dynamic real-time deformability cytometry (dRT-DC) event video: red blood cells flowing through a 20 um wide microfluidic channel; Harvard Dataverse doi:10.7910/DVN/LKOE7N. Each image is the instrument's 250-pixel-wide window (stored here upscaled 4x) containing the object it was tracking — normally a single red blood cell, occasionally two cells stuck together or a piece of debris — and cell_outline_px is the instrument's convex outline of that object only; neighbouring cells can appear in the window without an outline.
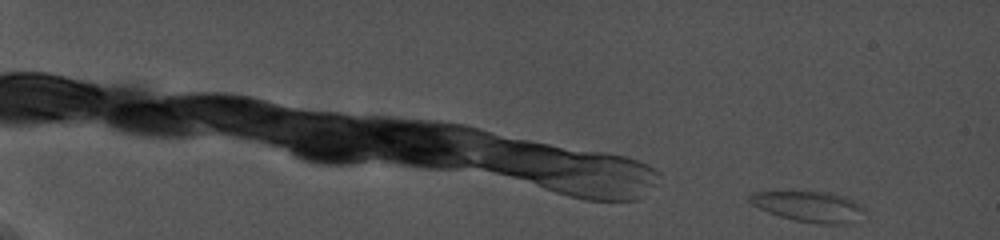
{"species": "common noctule bat (a hibernating species)", "species_latin": "Nyctalus noctula", "temperature_condition": "cold", "stored_images_in_passage": 12, "camera_frame_rate_fps": 5000, "um_per_image_px": 0.085, "animal": {"sex": "female", "body_mass_g": 19.0, "forearm_length_mm": 56.7}, "frame": {"image": 1, "passage_image": 1, "time_ms": 0.0, "image_size_px": [1000, 240], "cell_outline_px": [[864, 208], [848, 224], [820, 224], [796, 220], [780, 216], [768, 212], [752, 204], [748, 200], [748, 196], [752, 192], [828, 192], [844, 196], [860, 204]], "centroid_in_image_um": [68.7, 17.54], "position_along_channel_um": 16.3, "area_um2": 19.88}}
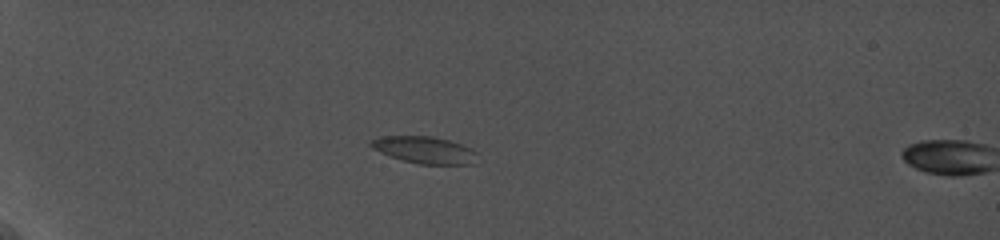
{"frame": {"image": 2, "passage_image": 10, "time_ms": 5.4, "image_size_px": [1000, 240], "cell_outline_px": [[476, 152], [472, 164], [420, 164], [404, 160], [380, 152], [372, 148], [368, 144], [372, 140], [380, 136], [432, 136], [448, 140], [472, 148]], "centroid_in_image_um": [36.06, 12.73], "position_along_channel_um": 48.9, "area_um2": 16.42}}